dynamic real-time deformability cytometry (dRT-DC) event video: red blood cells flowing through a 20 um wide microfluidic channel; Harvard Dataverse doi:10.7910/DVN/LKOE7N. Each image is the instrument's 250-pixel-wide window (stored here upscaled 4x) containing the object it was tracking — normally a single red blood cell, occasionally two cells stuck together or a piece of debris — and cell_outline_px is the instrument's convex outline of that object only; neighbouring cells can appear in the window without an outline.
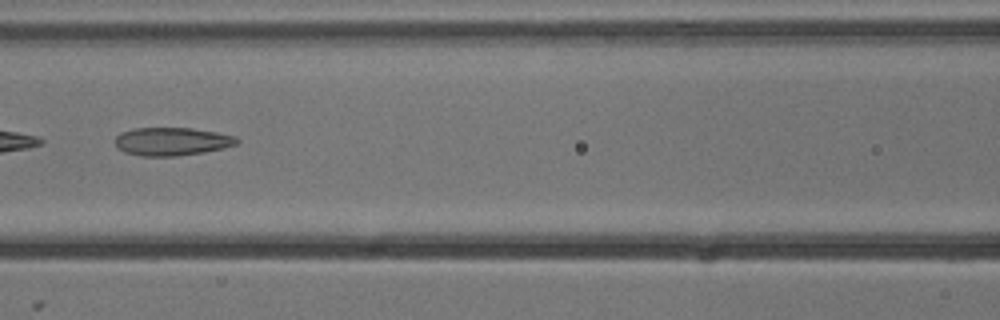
{"species": "common noctule bat (a hibernating species)", "species_latin": "Nyctalus noctula", "temperature_condition": "cold", "stored_images_in_passage": 6, "camera_frame_rate_fps": 3000, "um_per_image_px": 0.085, "animal": {"sex": "male", "body_mass_g": 13.3}, "frame": {"image": 1, "passage_image": 6, "time_ms": 1.667, "image_size_px": [1000, 320], "cell_outline_px": [[240, 140], [236, 144], [224, 148], [204, 152], [176, 156], [140, 156], [124, 152], [116, 144], [116, 136], [120, 132], [132, 128], [192, 128], [216, 132], [236, 136]], "centroid_in_image_um": [14.62, 12.02], "position_along_channel_um": 152.0, "area_um2": 20.0}}